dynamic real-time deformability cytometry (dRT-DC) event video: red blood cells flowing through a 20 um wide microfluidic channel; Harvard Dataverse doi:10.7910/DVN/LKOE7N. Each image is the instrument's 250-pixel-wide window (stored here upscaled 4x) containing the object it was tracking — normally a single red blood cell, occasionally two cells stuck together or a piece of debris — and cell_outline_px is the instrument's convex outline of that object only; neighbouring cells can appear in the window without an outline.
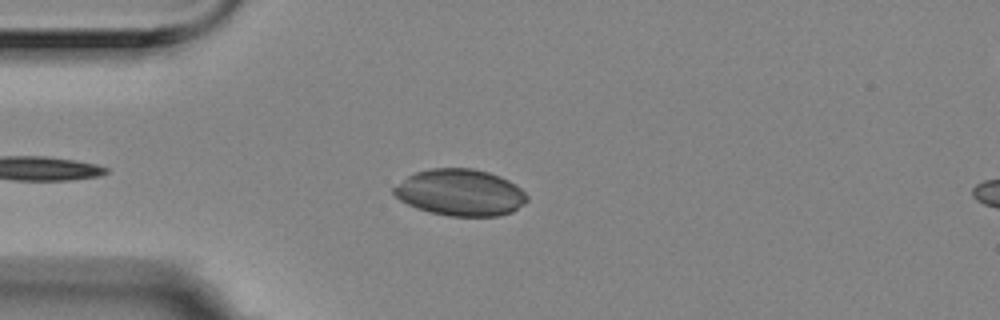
{"species": "Egyptian fruit bat (a non-hibernating species)", "species_latin": "Rousettus aegyptiacus", "temperature_condition": "room temperature", "stored_images_in_passage": 43, "camera_frame_rate_fps": 3000, "um_per_image_px": 0.085, "animal": {"sex": "female"}, "frame": {"image": 1, "passage_image": 6, "time_ms": 1.667, "image_size_px": [1000, 320], "cell_outline_px": [[528, 200], [524, 204], [512, 212], [500, 216], [448, 216], [428, 212], [416, 208], [400, 200], [392, 192], [392, 188], [408, 176], [416, 172], [432, 168], [472, 168], [488, 172], [500, 176], [516, 184], [528, 196]], "centroid_in_image_um": [39.13, 16.37], "position_along_channel_um": 45.9, "area_um2": 36.3}}
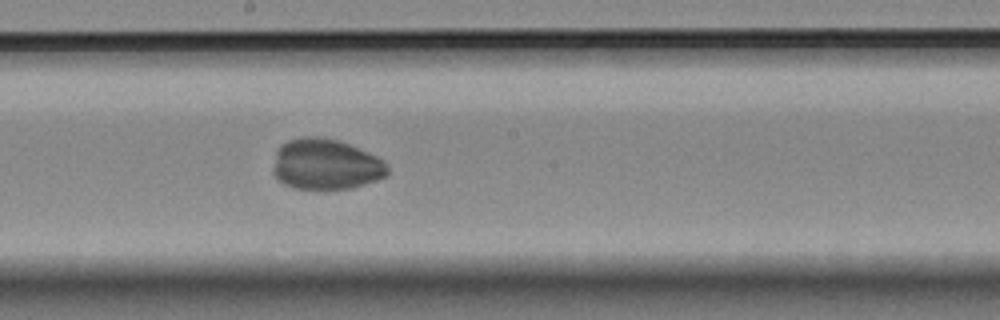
{"frame": {"image": 2, "passage_image": 22, "time_ms": 7.0, "image_size_px": [1000, 320], "cell_outline_px": [[388, 172], [384, 176], [376, 180], [352, 188], [324, 192], [292, 188], [284, 184], [272, 172], [272, 168], [276, 152], [280, 144], [288, 140], [300, 136], [320, 136], [340, 140], [376, 156], [384, 160], [388, 164]], "centroid_in_image_um": [27.66, 13.99], "position_along_channel_um": 220.5, "area_um2": 34.8}}
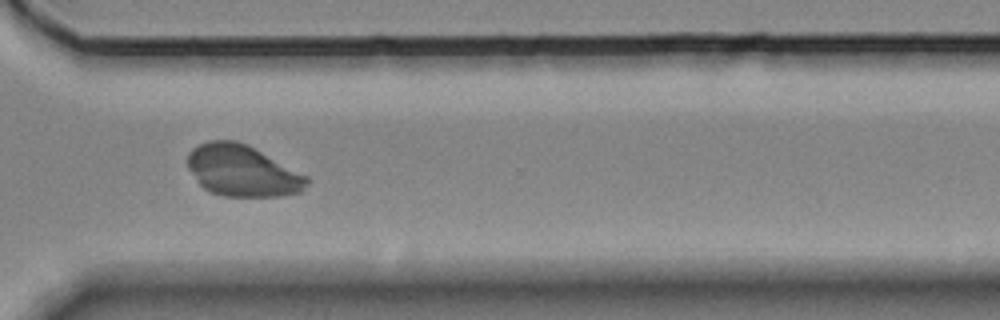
{"frame": {"image": 3, "passage_image": 33, "time_ms": 10.667, "image_size_px": [1000, 320], "cell_outline_px": [[308, 184], [300, 192], [280, 196], [224, 196], [212, 192], [204, 188], [200, 184], [188, 168], [188, 152], [192, 148], [208, 140], [236, 140], [248, 144], [308, 176]], "centroid_in_image_um": [20.6, 14.5], "position_along_channel_um": 350.0, "area_um2": 35.66}}